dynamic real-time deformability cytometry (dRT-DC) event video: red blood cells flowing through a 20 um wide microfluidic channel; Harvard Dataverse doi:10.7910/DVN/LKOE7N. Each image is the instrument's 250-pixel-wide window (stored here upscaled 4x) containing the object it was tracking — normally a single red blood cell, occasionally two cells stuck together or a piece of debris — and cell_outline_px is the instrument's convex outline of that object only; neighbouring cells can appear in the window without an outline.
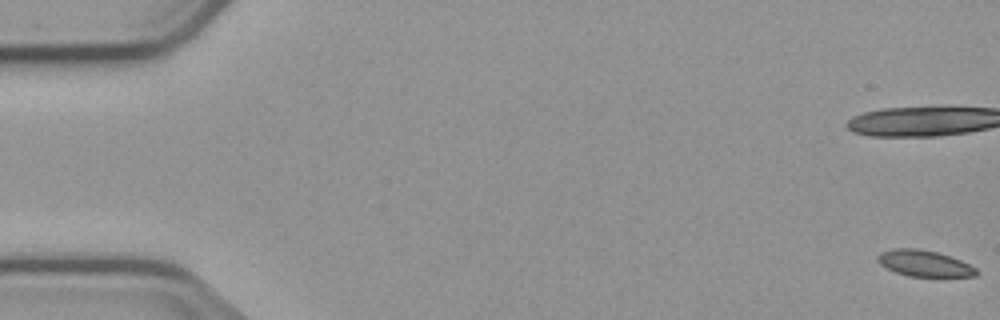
{"species": "common noctule bat (a hibernating species)", "species_latin": "Nyctalus noctula", "temperature_condition": "cold", "stored_images_in_passage": 20, "camera_frame_rate_fps": 3000, "um_per_image_px": 0.085, "animal": {"sex": "male", "body_mass_g": 23.1, "forearm_length_mm": 52.7}, "frame": {"image": 1, "passage_image": 1, "time_ms": 0.0, "image_size_px": [1000, 320], "cell_outline_px": [[980, 272], [976, 276], [908, 276], [896, 272], [880, 264], [876, 256], [880, 252], [892, 248], [916, 248], [936, 252], [952, 256], [976, 268]], "centroid_in_image_um": [78.56, 22.38], "position_along_channel_um": 6.4, "area_um2": 15.03}}